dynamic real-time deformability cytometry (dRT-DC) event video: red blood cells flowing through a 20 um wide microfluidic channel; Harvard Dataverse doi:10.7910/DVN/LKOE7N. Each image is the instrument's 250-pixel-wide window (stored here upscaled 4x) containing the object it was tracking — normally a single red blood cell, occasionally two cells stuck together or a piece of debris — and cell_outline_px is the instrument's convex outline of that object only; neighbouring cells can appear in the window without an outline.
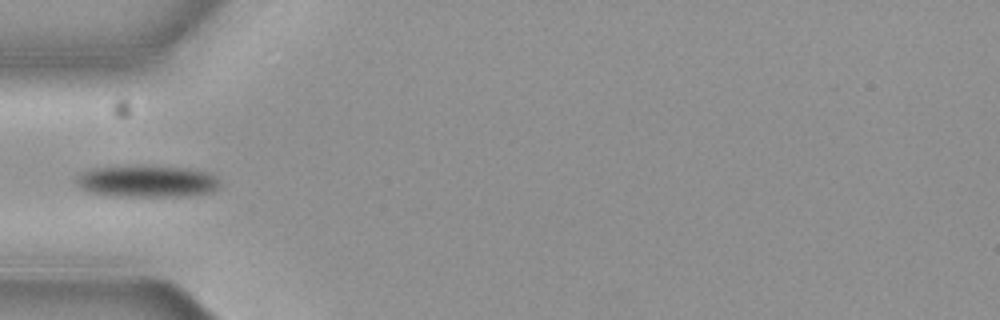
{"species": "common noctule bat (a hibernating species)", "species_latin": "Nyctalus noctula", "temperature_condition": "cold", "stored_images_in_passage": 1, "camera_frame_rate_fps": 3000, "um_per_image_px": 0.085, "animal": {"sex": "female", "body_mass_g": 19.3, "forearm_length_mm": 54.1}, "frame": {"image": 1, "passage_image": 1, "time_ms": 0.0, "image_size_px": [1000, 320], "cell_outline_px": [[220, 188], [212, 192], [188, 196], [112, 196], [88, 192], [80, 188], [76, 184], [76, 176], [80, 172], [92, 168], [184, 168], [208, 172], [216, 176], [220, 180]], "centroid_in_image_um": [12.52, 15.46], "position_along_channel_um": 72.5, "area_um2": 26.13}}